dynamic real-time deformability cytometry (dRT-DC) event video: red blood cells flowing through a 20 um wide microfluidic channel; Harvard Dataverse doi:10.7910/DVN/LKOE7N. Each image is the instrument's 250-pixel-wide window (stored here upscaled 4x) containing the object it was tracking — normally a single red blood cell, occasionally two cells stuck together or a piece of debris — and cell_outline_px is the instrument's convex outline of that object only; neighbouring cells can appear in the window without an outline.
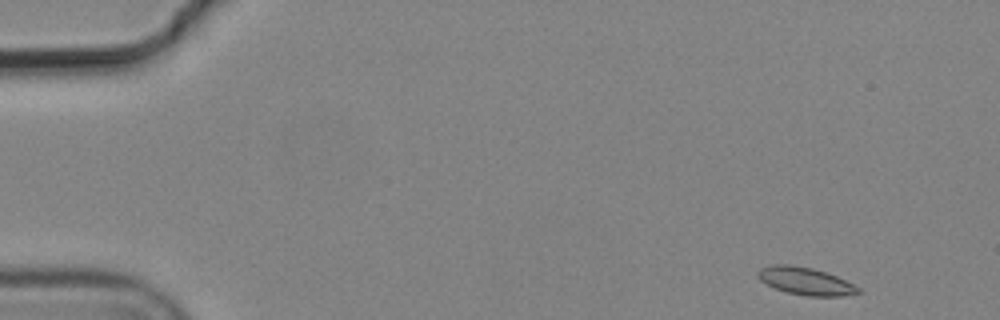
{"species": "common noctule bat (a hibernating species)", "species_latin": "Nyctalus noctula", "temperature_condition": "cold", "stored_images_in_passage": 5, "camera_frame_rate_fps": 3000, "um_per_image_px": 0.085, "animal": {"sex": "male", "body_mass_g": 19.2, "forearm_length_mm": 51.8}, "frame": {"image": 1, "passage_image": 1, "time_ms": 0.0, "image_size_px": [1000, 320], "cell_outline_px": [[860, 292], [844, 296], [808, 296], [788, 292], [776, 288], [760, 280], [756, 276], [756, 272], [760, 268], [772, 264], [788, 264], [812, 268], [836, 276], [860, 288]], "centroid_in_image_um": [68.43, 23.88], "position_along_channel_um": 16.6, "area_um2": 15.9}}
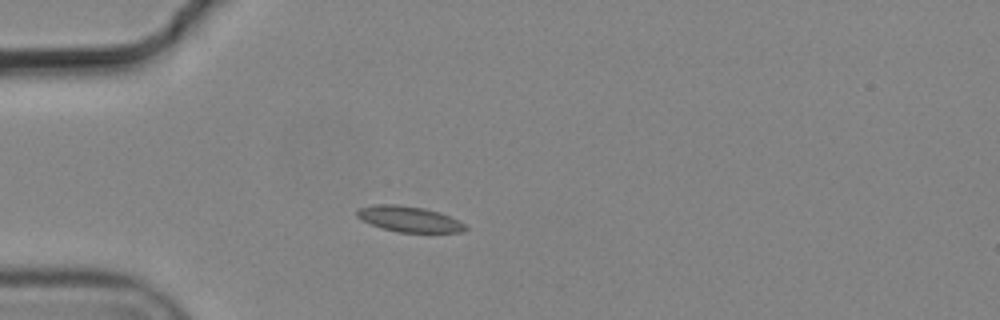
{"frame": {"image": 2, "passage_image": 4, "time_ms": 1.0, "image_size_px": [1000, 320], "cell_outline_px": [[468, 228], [464, 232], [396, 232], [372, 224], [356, 216], [356, 208], [372, 204], [396, 204], [424, 208], [440, 212], [460, 220]], "centroid_in_image_um": [34.78, 18.6], "position_along_channel_um": 50.2, "area_um2": 16.3}}